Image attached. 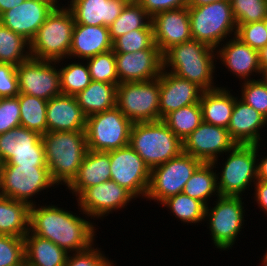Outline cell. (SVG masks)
<instances>
[{
    "label": "cell",
    "mask_w": 267,
    "mask_h": 266,
    "mask_svg": "<svg viewBox=\"0 0 267 266\" xmlns=\"http://www.w3.org/2000/svg\"><path fill=\"white\" fill-rule=\"evenodd\" d=\"M259 144H236L225 153L227 157L216 173L217 188L221 196H243L257 181V157ZM220 174V175H219Z\"/></svg>",
    "instance_id": "cell-6"
},
{
    "label": "cell",
    "mask_w": 267,
    "mask_h": 266,
    "mask_svg": "<svg viewBox=\"0 0 267 266\" xmlns=\"http://www.w3.org/2000/svg\"><path fill=\"white\" fill-rule=\"evenodd\" d=\"M162 207L170 210L177 220L187 225H196L205 221L206 206L197 199L191 198L188 195L179 193L168 197L161 203Z\"/></svg>",
    "instance_id": "cell-33"
},
{
    "label": "cell",
    "mask_w": 267,
    "mask_h": 266,
    "mask_svg": "<svg viewBox=\"0 0 267 266\" xmlns=\"http://www.w3.org/2000/svg\"><path fill=\"white\" fill-rule=\"evenodd\" d=\"M257 180L267 181V155L257 158Z\"/></svg>",
    "instance_id": "cell-51"
},
{
    "label": "cell",
    "mask_w": 267,
    "mask_h": 266,
    "mask_svg": "<svg viewBox=\"0 0 267 266\" xmlns=\"http://www.w3.org/2000/svg\"><path fill=\"white\" fill-rule=\"evenodd\" d=\"M261 79L267 84V68H264L262 71H261Z\"/></svg>",
    "instance_id": "cell-56"
},
{
    "label": "cell",
    "mask_w": 267,
    "mask_h": 266,
    "mask_svg": "<svg viewBox=\"0 0 267 266\" xmlns=\"http://www.w3.org/2000/svg\"><path fill=\"white\" fill-rule=\"evenodd\" d=\"M216 61V49L191 39L163 55V69L207 91L218 87L214 82Z\"/></svg>",
    "instance_id": "cell-2"
},
{
    "label": "cell",
    "mask_w": 267,
    "mask_h": 266,
    "mask_svg": "<svg viewBox=\"0 0 267 266\" xmlns=\"http://www.w3.org/2000/svg\"><path fill=\"white\" fill-rule=\"evenodd\" d=\"M126 4L124 0H69L67 8L75 24L109 27Z\"/></svg>",
    "instance_id": "cell-25"
},
{
    "label": "cell",
    "mask_w": 267,
    "mask_h": 266,
    "mask_svg": "<svg viewBox=\"0 0 267 266\" xmlns=\"http://www.w3.org/2000/svg\"><path fill=\"white\" fill-rule=\"evenodd\" d=\"M16 97L20 103L21 126L44 135L47 132V101L24 93Z\"/></svg>",
    "instance_id": "cell-34"
},
{
    "label": "cell",
    "mask_w": 267,
    "mask_h": 266,
    "mask_svg": "<svg viewBox=\"0 0 267 266\" xmlns=\"http://www.w3.org/2000/svg\"><path fill=\"white\" fill-rule=\"evenodd\" d=\"M2 165L47 166V163L45 152H24L15 153V156Z\"/></svg>",
    "instance_id": "cell-49"
},
{
    "label": "cell",
    "mask_w": 267,
    "mask_h": 266,
    "mask_svg": "<svg viewBox=\"0 0 267 266\" xmlns=\"http://www.w3.org/2000/svg\"><path fill=\"white\" fill-rule=\"evenodd\" d=\"M45 152L42 135L19 126L0 134V160L6 163L15 153Z\"/></svg>",
    "instance_id": "cell-30"
},
{
    "label": "cell",
    "mask_w": 267,
    "mask_h": 266,
    "mask_svg": "<svg viewBox=\"0 0 267 266\" xmlns=\"http://www.w3.org/2000/svg\"><path fill=\"white\" fill-rule=\"evenodd\" d=\"M152 22V17L139 3H127L121 14L109 26L112 42L118 37L130 32L146 28Z\"/></svg>",
    "instance_id": "cell-35"
},
{
    "label": "cell",
    "mask_w": 267,
    "mask_h": 266,
    "mask_svg": "<svg viewBox=\"0 0 267 266\" xmlns=\"http://www.w3.org/2000/svg\"><path fill=\"white\" fill-rule=\"evenodd\" d=\"M115 60L119 84L159 78L163 69V55L155 43L149 49L115 53Z\"/></svg>",
    "instance_id": "cell-17"
},
{
    "label": "cell",
    "mask_w": 267,
    "mask_h": 266,
    "mask_svg": "<svg viewBox=\"0 0 267 266\" xmlns=\"http://www.w3.org/2000/svg\"><path fill=\"white\" fill-rule=\"evenodd\" d=\"M254 188V202L258 205V208L263 211L264 215L267 216V181L257 180L253 185Z\"/></svg>",
    "instance_id": "cell-50"
},
{
    "label": "cell",
    "mask_w": 267,
    "mask_h": 266,
    "mask_svg": "<svg viewBox=\"0 0 267 266\" xmlns=\"http://www.w3.org/2000/svg\"><path fill=\"white\" fill-rule=\"evenodd\" d=\"M31 206L0 195V234L24 238L30 231Z\"/></svg>",
    "instance_id": "cell-29"
},
{
    "label": "cell",
    "mask_w": 267,
    "mask_h": 266,
    "mask_svg": "<svg viewBox=\"0 0 267 266\" xmlns=\"http://www.w3.org/2000/svg\"><path fill=\"white\" fill-rule=\"evenodd\" d=\"M74 26V17L67 7L54 8L30 42V56L68 62Z\"/></svg>",
    "instance_id": "cell-5"
},
{
    "label": "cell",
    "mask_w": 267,
    "mask_h": 266,
    "mask_svg": "<svg viewBox=\"0 0 267 266\" xmlns=\"http://www.w3.org/2000/svg\"><path fill=\"white\" fill-rule=\"evenodd\" d=\"M216 1H230V0H187V7L203 6Z\"/></svg>",
    "instance_id": "cell-54"
},
{
    "label": "cell",
    "mask_w": 267,
    "mask_h": 266,
    "mask_svg": "<svg viewBox=\"0 0 267 266\" xmlns=\"http://www.w3.org/2000/svg\"><path fill=\"white\" fill-rule=\"evenodd\" d=\"M203 90L189 80L162 69L160 74L159 120L170 112L200 102Z\"/></svg>",
    "instance_id": "cell-21"
},
{
    "label": "cell",
    "mask_w": 267,
    "mask_h": 266,
    "mask_svg": "<svg viewBox=\"0 0 267 266\" xmlns=\"http://www.w3.org/2000/svg\"><path fill=\"white\" fill-rule=\"evenodd\" d=\"M159 78L143 82H122L117 86L116 107L132 122L159 120Z\"/></svg>",
    "instance_id": "cell-10"
},
{
    "label": "cell",
    "mask_w": 267,
    "mask_h": 266,
    "mask_svg": "<svg viewBox=\"0 0 267 266\" xmlns=\"http://www.w3.org/2000/svg\"><path fill=\"white\" fill-rule=\"evenodd\" d=\"M92 245L89 249L81 252L69 253L65 266H116L114 260L103 253L102 248Z\"/></svg>",
    "instance_id": "cell-44"
},
{
    "label": "cell",
    "mask_w": 267,
    "mask_h": 266,
    "mask_svg": "<svg viewBox=\"0 0 267 266\" xmlns=\"http://www.w3.org/2000/svg\"><path fill=\"white\" fill-rule=\"evenodd\" d=\"M30 57V43L0 22V63L17 67Z\"/></svg>",
    "instance_id": "cell-36"
},
{
    "label": "cell",
    "mask_w": 267,
    "mask_h": 266,
    "mask_svg": "<svg viewBox=\"0 0 267 266\" xmlns=\"http://www.w3.org/2000/svg\"><path fill=\"white\" fill-rule=\"evenodd\" d=\"M137 199L126 188L109 180L88 187L77 199L80 210L93 220L103 219L108 214L118 212Z\"/></svg>",
    "instance_id": "cell-16"
},
{
    "label": "cell",
    "mask_w": 267,
    "mask_h": 266,
    "mask_svg": "<svg viewBox=\"0 0 267 266\" xmlns=\"http://www.w3.org/2000/svg\"><path fill=\"white\" fill-rule=\"evenodd\" d=\"M227 87L203 91L200 97L203 122L228 128L234 109L235 95Z\"/></svg>",
    "instance_id": "cell-27"
},
{
    "label": "cell",
    "mask_w": 267,
    "mask_h": 266,
    "mask_svg": "<svg viewBox=\"0 0 267 266\" xmlns=\"http://www.w3.org/2000/svg\"><path fill=\"white\" fill-rule=\"evenodd\" d=\"M192 39L217 49L229 37L236 36L237 24L230 1H216L188 7Z\"/></svg>",
    "instance_id": "cell-7"
},
{
    "label": "cell",
    "mask_w": 267,
    "mask_h": 266,
    "mask_svg": "<svg viewBox=\"0 0 267 266\" xmlns=\"http://www.w3.org/2000/svg\"><path fill=\"white\" fill-rule=\"evenodd\" d=\"M0 266H25L24 238L0 234Z\"/></svg>",
    "instance_id": "cell-43"
},
{
    "label": "cell",
    "mask_w": 267,
    "mask_h": 266,
    "mask_svg": "<svg viewBox=\"0 0 267 266\" xmlns=\"http://www.w3.org/2000/svg\"><path fill=\"white\" fill-rule=\"evenodd\" d=\"M236 142L229 131L220 126L202 122L185 140L183 152L199 159L202 163L219 164V157L224 160V153L230 151Z\"/></svg>",
    "instance_id": "cell-15"
},
{
    "label": "cell",
    "mask_w": 267,
    "mask_h": 266,
    "mask_svg": "<svg viewBox=\"0 0 267 266\" xmlns=\"http://www.w3.org/2000/svg\"><path fill=\"white\" fill-rule=\"evenodd\" d=\"M152 25L154 43L162 55L192 39L188 7L159 12L152 17Z\"/></svg>",
    "instance_id": "cell-19"
},
{
    "label": "cell",
    "mask_w": 267,
    "mask_h": 266,
    "mask_svg": "<svg viewBox=\"0 0 267 266\" xmlns=\"http://www.w3.org/2000/svg\"><path fill=\"white\" fill-rule=\"evenodd\" d=\"M236 37L257 51L267 45V33L263 21L237 24Z\"/></svg>",
    "instance_id": "cell-45"
},
{
    "label": "cell",
    "mask_w": 267,
    "mask_h": 266,
    "mask_svg": "<svg viewBox=\"0 0 267 266\" xmlns=\"http://www.w3.org/2000/svg\"><path fill=\"white\" fill-rule=\"evenodd\" d=\"M117 86L91 81L75 98L86 117L110 110L116 106Z\"/></svg>",
    "instance_id": "cell-31"
},
{
    "label": "cell",
    "mask_w": 267,
    "mask_h": 266,
    "mask_svg": "<svg viewBox=\"0 0 267 266\" xmlns=\"http://www.w3.org/2000/svg\"><path fill=\"white\" fill-rule=\"evenodd\" d=\"M42 204H35L30 208L32 234L52 241L68 253L85 251L94 245L96 223L91 222V218L79 206L82 217L64 207H58V204Z\"/></svg>",
    "instance_id": "cell-1"
},
{
    "label": "cell",
    "mask_w": 267,
    "mask_h": 266,
    "mask_svg": "<svg viewBox=\"0 0 267 266\" xmlns=\"http://www.w3.org/2000/svg\"><path fill=\"white\" fill-rule=\"evenodd\" d=\"M212 163H201L186 182L183 193L197 199L205 206L210 204L211 197H218L216 171Z\"/></svg>",
    "instance_id": "cell-32"
},
{
    "label": "cell",
    "mask_w": 267,
    "mask_h": 266,
    "mask_svg": "<svg viewBox=\"0 0 267 266\" xmlns=\"http://www.w3.org/2000/svg\"><path fill=\"white\" fill-rule=\"evenodd\" d=\"M19 94L16 67L0 63V98L16 97Z\"/></svg>",
    "instance_id": "cell-47"
},
{
    "label": "cell",
    "mask_w": 267,
    "mask_h": 266,
    "mask_svg": "<svg viewBox=\"0 0 267 266\" xmlns=\"http://www.w3.org/2000/svg\"><path fill=\"white\" fill-rule=\"evenodd\" d=\"M129 145L150 169L166 163L183 152V141L162 119L133 123Z\"/></svg>",
    "instance_id": "cell-4"
},
{
    "label": "cell",
    "mask_w": 267,
    "mask_h": 266,
    "mask_svg": "<svg viewBox=\"0 0 267 266\" xmlns=\"http://www.w3.org/2000/svg\"><path fill=\"white\" fill-rule=\"evenodd\" d=\"M54 8L45 0H25L4 12L0 22L30 43Z\"/></svg>",
    "instance_id": "cell-20"
},
{
    "label": "cell",
    "mask_w": 267,
    "mask_h": 266,
    "mask_svg": "<svg viewBox=\"0 0 267 266\" xmlns=\"http://www.w3.org/2000/svg\"><path fill=\"white\" fill-rule=\"evenodd\" d=\"M124 1H126L127 3H138L139 2V0H124Z\"/></svg>",
    "instance_id": "cell-59"
},
{
    "label": "cell",
    "mask_w": 267,
    "mask_h": 266,
    "mask_svg": "<svg viewBox=\"0 0 267 266\" xmlns=\"http://www.w3.org/2000/svg\"><path fill=\"white\" fill-rule=\"evenodd\" d=\"M21 126L20 103L17 97L0 98V134Z\"/></svg>",
    "instance_id": "cell-46"
},
{
    "label": "cell",
    "mask_w": 267,
    "mask_h": 266,
    "mask_svg": "<svg viewBox=\"0 0 267 266\" xmlns=\"http://www.w3.org/2000/svg\"><path fill=\"white\" fill-rule=\"evenodd\" d=\"M24 242L25 266H65L69 253L52 241L29 231Z\"/></svg>",
    "instance_id": "cell-28"
},
{
    "label": "cell",
    "mask_w": 267,
    "mask_h": 266,
    "mask_svg": "<svg viewBox=\"0 0 267 266\" xmlns=\"http://www.w3.org/2000/svg\"><path fill=\"white\" fill-rule=\"evenodd\" d=\"M25 0H0V16L12 9L13 7L18 6L19 4L23 3Z\"/></svg>",
    "instance_id": "cell-52"
},
{
    "label": "cell",
    "mask_w": 267,
    "mask_h": 266,
    "mask_svg": "<svg viewBox=\"0 0 267 266\" xmlns=\"http://www.w3.org/2000/svg\"><path fill=\"white\" fill-rule=\"evenodd\" d=\"M262 21L264 22V26H265L266 33H267V15Z\"/></svg>",
    "instance_id": "cell-58"
},
{
    "label": "cell",
    "mask_w": 267,
    "mask_h": 266,
    "mask_svg": "<svg viewBox=\"0 0 267 266\" xmlns=\"http://www.w3.org/2000/svg\"><path fill=\"white\" fill-rule=\"evenodd\" d=\"M63 61L64 60L57 61V63H60L58 67L60 72L61 92L65 95L76 96L92 81L88 65L84 60L80 61L74 59V62L71 61L72 63H65V65Z\"/></svg>",
    "instance_id": "cell-37"
},
{
    "label": "cell",
    "mask_w": 267,
    "mask_h": 266,
    "mask_svg": "<svg viewBox=\"0 0 267 266\" xmlns=\"http://www.w3.org/2000/svg\"><path fill=\"white\" fill-rule=\"evenodd\" d=\"M113 49L109 27L75 24L69 50V60H87Z\"/></svg>",
    "instance_id": "cell-24"
},
{
    "label": "cell",
    "mask_w": 267,
    "mask_h": 266,
    "mask_svg": "<svg viewBox=\"0 0 267 266\" xmlns=\"http://www.w3.org/2000/svg\"><path fill=\"white\" fill-rule=\"evenodd\" d=\"M51 179L68 186L77 176L88 151L85 131H54L42 135Z\"/></svg>",
    "instance_id": "cell-3"
},
{
    "label": "cell",
    "mask_w": 267,
    "mask_h": 266,
    "mask_svg": "<svg viewBox=\"0 0 267 266\" xmlns=\"http://www.w3.org/2000/svg\"><path fill=\"white\" fill-rule=\"evenodd\" d=\"M86 121L75 96L60 94L47 101V132L85 131Z\"/></svg>",
    "instance_id": "cell-23"
},
{
    "label": "cell",
    "mask_w": 267,
    "mask_h": 266,
    "mask_svg": "<svg viewBox=\"0 0 267 266\" xmlns=\"http://www.w3.org/2000/svg\"><path fill=\"white\" fill-rule=\"evenodd\" d=\"M132 124L116 106L87 117L88 150L109 152L129 145Z\"/></svg>",
    "instance_id": "cell-11"
},
{
    "label": "cell",
    "mask_w": 267,
    "mask_h": 266,
    "mask_svg": "<svg viewBox=\"0 0 267 266\" xmlns=\"http://www.w3.org/2000/svg\"><path fill=\"white\" fill-rule=\"evenodd\" d=\"M264 127H267V119L241 100L238 93L227 128L230 137L236 144H259L262 143L260 131Z\"/></svg>",
    "instance_id": "cell-22"
},
{
    "label": "cell",
    "mask_w": 267,
    "mask_h": 266,
    "mask_svg": "<svg viewBox=\"0 0 267 266\" xmlns=\"http://www.w3.org/2000/svg\"><path fill=\"white\" fill-rule=\"evenodd\" d=\"M216 59L220 60L216 64L225 66L241 82L253 80L251 76L261 77L258 51L236 36L227 39L216 49Z\"/></svg>",
    "instance_id": "cell-18"
},
{
    "label": "cell",
    "mask_w": 267,
    "mask_h": 266,
    "mask_svg": "<svg viewBox=\"0 0 267 266\" xmlns=\"http://www.w3.org/2000/svg\"><path fill=\"white\" fill-rule=\"evenodd\" d=\"M110 167L108 152L88 150L77 176L66 190L78 198L88 187L111 180Z\"/></svg>",
    "instance_id": "cell-26"
},
{
    "label": "cell",
    "mask_w": 267,
    "mask_h": 266,
    "mask_svg": "<svg viewBox=\"0 0 267 266\" xmlns=\"http://www.w3.org/2000/svg\"><path fill=\"white\" fill-rule=\"evenodd\" d=\"M85 61L93 81L111 83L114 85L119 84V78L116 71L115 53L113 50L98 54Z\"/></svg>",
    "instance_id": "cell-40"
},
{
    "label": "cell",
    "mask_w": 267,
    "mask_h": 266,
    "mask_svg": "<svg viewBox=\"0 0 267 266\" xmlns=\"http://www.w3.org/2000/svg\"><path fill=\"white\" fill-rule=\"evenodd\" d=\"M108 153L111 163V180L126 188L136 198L145 199L150 184L151 169L144 160L130 145Z\"/></svg>",
    "instance_id": "cell-14"
},
{
    "label": "cell",
    "mask_w": 267,
    "mask_h": 266,
    "mask_svg": "<svg viewBox=\"0 0 267 266\" xmlns=\"http://www.w3.org/2000/svg\"><path fill=\"white\" fill-rule=\"evenodd\" d=\"M201 163L199 159L182 152L152 168L146 201L153 200L160 205L168 197L182 193L186 182Z\"/></svg>",
    "instance_id": "cell-12"
},
{
    "label": "cell",
    "mask_w": 267,
    "mask_h": 266,
    "mask_svg": "<svg viewBox=\"0 0 267 266\" xmlns=\"http://www.w3.org/2000/svg\"><path fill=\"white\" fill-rule=\"evenodd\" d=\"M262 262V264H261V266L263 265V266H267V252H265L264 253V256H262V260H261Z\"/></svg>",
    "instance_id": "cell-57"
},
{
    "label": "cell",
    "mask_w": 267,
    "mask_h": 266,
    "mask_svg": "<svg viewBox=\"0 0 267 266\" xmlns=\"http://www.w3.org/2000/svg\"><path fill=\"white\" fill-rule=\"evenodd\" d=\"M138 3L151 17L162 11L187 7V0H139Z\"/></svg>",
    "instance_id": "cell-48"
},
{
    "label": "cell",
    "mask_w": 267,
    "mask_h": 266,
    "mask_svg": "<svg viewBox=\"0 0 267 266\" xmlns=\"http://www.w3.org/2000/svg\"><path fill=\"white\" fill-rule=\"evenodd\" d=\"M154 44L152 22L144 29L131 30L113 42L114 53H129L149 49Z\"/></svg>",
    "instance_id": "cell-39"
},
{
    "label": "cell",
    "mask_w": 267,
    "mask_h": 266,
    "mask_svg": "<svg viewBox=\"0 0 267 266\" xmlns=\"http://www.w3.org/2000/svg\"><path fill=\"white\" fill-rule=\"evenodd\" d=\"M45 1L49 2L55 8H66L68 7L69 4V1L66 4H61L62 2H60V0H45Z\"/></svg>",
    "instance_id": "cell-55"
},
{
    "label": "cell",
    "mask_w": 267,
    "mask_h": 266,
    "mask_svg": "<svg viewBox=\"0 0 267 266\" xmlns=\"http://www.w3.org/2000/svg\"><path fill=\"white\" fill-rule=\"evenodd\" d=\"M240 99L250 105L267 119V84L261 79L255 78L243 81Z\"/></svg>",
    "instance_id": "cell-42"
},
{
    "label": "cell",
    "mask_w": 267,
    "mask_h": 266,
    "mask_svg": "<svg viewBox=\"0 0 267 266\" xmlns=\"http://www.w3.org/2000/svg\"><path fill=\"white\" fill-rule=\"evenodd\" d=\"M261 71L267 68V45L258 51Z\"/></svg>",
    "instance_id": "cell-53"
},
{
    "label": "cell",
    "mask_w": 267,
    "mask_h": 266,
    "mask_svg": "<svg viewBox=\"0 0 267 266\" xmlns=\"http://www.w3.org/2000/svg\"><path fill=\"white\" fill-rule=\"evenodd\" d=\"M242 196H221L219 195L210 205L205 209V222L208 224L207 229L211 235L212 244L220 251H227L232 249L235 241L239 238V234L244 228V200Z\"/></svg>",
    "instance_id": "cell-8"
},
{
    "label": "cell",
    "mask_w": 267,
    "mask_h": 266,
    "mask_svg": "<svg viewBox=\"0 0 267 266\" xmlns=\"http://www.w3.org/2000/svg\"><path fill=\"white\" fill-rule=\"evenodd\" d=\"M163 121L180 140H185L203 122L200 102L170 112Z\"/></svg>",
    "instance_id": "cell-38"
},
{
    "label": "cell",
    "mask_w": 267,
    "mask_h": 266,
    "mask_svg": "<svg viewBox=\"0 0 267 266\" xmlns=\"http://www.w3.org/2000/svg\"><path fill=\"white\" fill-rule=\"evenodd\" d=\"M236 24L260 22L267 15V0H230Z\"/></svg>",
    "instance_id": "cell-41"
},
{
    "label": "cell",
    "mask_w": 267,
    "mask_h": 266,
    "mask_svg": "<svg viewBox=\"0 0 267 266\" xmlns=\"http://www.w3.org/2000/svg\"><path fill=\"white\" fill-rule=\"evenodd\" d=\"M59 63L30 57L16 67L19 93L46 101L62 94Z\"/></svg>",
    "instance_id": "cell-13"
},
{
    "label": "cell",
    "mask_w": 267,
    "mask_h": 266,
    "mask_svg": "<svg viewBox=\"0 0 267 266\" xmlns=\"http://www.w3.org/2000/svg\"><path fill=\"white\" fill-rule=\"evenodd\" d=\"M56 187L47 166L2 165L0 169V195L30 206L37 203L34 196Z\"/></svg>",
    "instance_id": "cell-9"
}]
</instances>
